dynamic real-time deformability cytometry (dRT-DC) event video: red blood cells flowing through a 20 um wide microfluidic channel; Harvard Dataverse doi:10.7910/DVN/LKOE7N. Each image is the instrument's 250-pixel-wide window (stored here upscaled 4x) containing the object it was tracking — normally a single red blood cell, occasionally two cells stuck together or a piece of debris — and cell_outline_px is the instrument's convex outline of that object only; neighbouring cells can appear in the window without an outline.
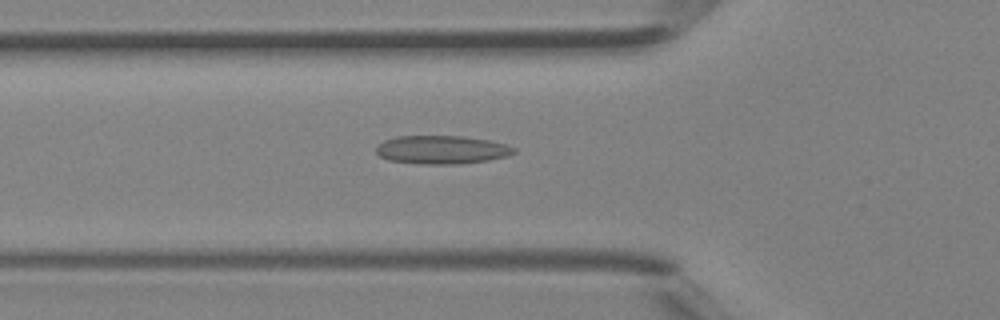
{"species": "Egyptian fruit bat (a non-hibernating species)", "species_latin": "Rousettus aegyptiacus", "temperature_condition": "room temperature", "stored_images_in_passage": 27, "camera_frame_rate_fps": 3000, "um_per_image_px": 0.085, "animal": {"sex": "female"}, "frame": {"image": 1, "passage_image": 2, "time_ms": 0.333, "image_size_px": [1000, 320], "cell_outline_px": [[516, 152], [508, 156], [488, 160], [456, 164], [424, 164], [388, 160], [380, 156], [376, 152], [376, 148], [384, 140], [396, 136], [464, 136], [488, 140], [504, 144], [516, 148]], "centroid_in_image_um": [37.55, 12.72], "position_along_channel_um": 88.2, "area_um2": 22.72}}
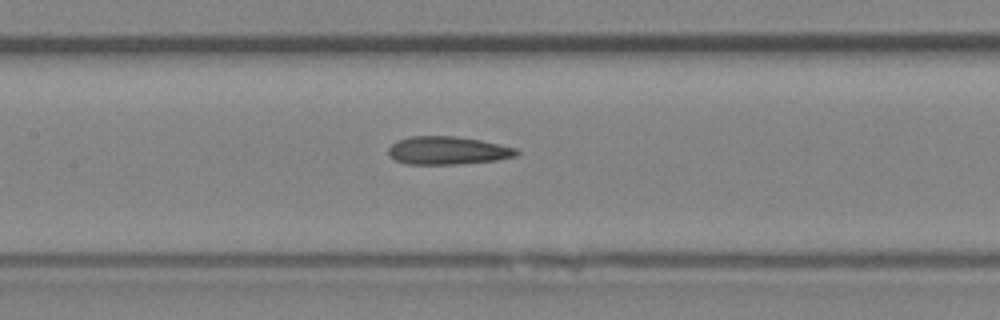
{"frame": {"image": 2, "passage_image": 7, "time_ms": 2.0, "image_size_px": [1000, 320], "cell_outline_px": [[520, 152], [516, 156], [496, 160], [456, 164], [404, 164], [396, 160], [388, 152], [388, 148], [396, 140], [412, 136], [456, 136], [480, 140], [516, 148]], "centroid_in_image_um": [38.04, 12.79], "position_along_channel_um": 169.4, "area_um2": 20.87}}
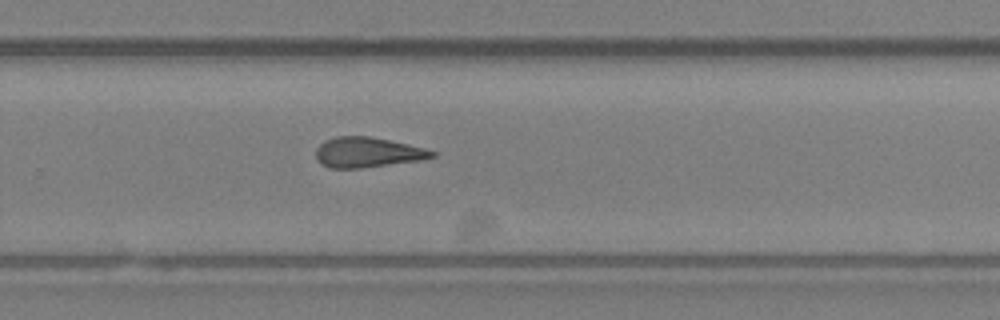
{"frame": {"image": 3, "passage_image": 15, "time_ms": 4.667, "image_size_px": [1000, 320], "cell_outline_px": [[436, 156], [420, 160], [360, 168], [328, 168], [320, 164], [316, 160], [316, 148], [324, 140], [336, 136], [368, 136], [408, 144], [424, 148], [436, 152]], "centroid_in_image_um": [31.19, 12.95], "position_along_channel_um": 298.6, "area_um2": 20.4}}